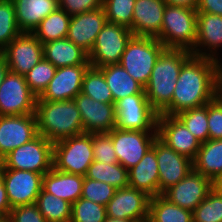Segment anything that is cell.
Returning a JSON list of instances; mask_svg holds the SVG:
<instances>
[{
  "instance_id": "obj_35",
  "label": "cell",
  "mask_w": 222,
  "mask_h": 222,
  "mask_svg": "<svg viewBox=\"0 0 222 222\" xmlns=\"http://www.w3.org/2000/svg\"><path fill=\"white\" fill-rule=\"evenodd\" d=\"M201 143L209 140L207 104L175 115Z\"/></svg>"
},
{
  "instance_id": "obj_4",
  "label": "cell",
  "mask_w": 222,
  "mask_h": 222,
  "mask_svg": "<svg viewBox=\"0 0 222 222\" xmlns=\"http://www.w3.org/2000/svg\"><path fill=\"white\" fill-rule=\"evenodd\" d=\"M197 10L166 4L163 22L156 37L166 49L192 51L196 42Z\"/></svg>"
},
{
  "instance_id": "obj_48",
  "label": "cell",
  "mask_w": 222,
  "mask_h": 222,
  "mask_svg": "<svg viewBox=\"0 0 222 222\" xmlns=\"http://www.w3.org/2000/svg\"><path fill=\"white\" fill-rule=\"evenodd\" d=\"M199 0H164L168 5L183 6L190 9H196Z\"/></svg>"
},
{
  "instance_id": "obj_51",
  "label": "cell",
  "mask_w": 222,
  "mask_h": 222,
  "mask_svg": "<svg viewBox=\"0 0 222 222\" xmlns=\"http://www.w3.org/2000/svg\"><path fill=\"white\" fill-rule=\"evenodd\" d=\"M215 98L222 104V80H219L217 83Z\"/></svg>"
},
{
  "instance_id": "obj_9",
  "label": "cell",
  "mask_w": 222,
  "mask_h": 222,
  "mask_svg": "<svg viewBox=\"0 0 222 222\" xmlns=\"http://www.w3.org/2000/svg\"><path fill=\"white\" fill-rule=\"evenodd\" d=\"M132 31L123 26L107 22L97 35V39L89 56L90 66L102 68L107 65L119 64Z\"/></svg>"
},
{
  "instance_id": "obj_19",
  "label": "cell",
  "mask_w": 222,
  "mask_h": 222,
  "mask_svg": "<svg viewBox=\"0 0 222 222\" xmlns=\"http://www.w3.org/2000/svg\"><path fill=\"white\" fill-rule=\"evenodd\" d=\"M158 137L175 152L194 160L201 142L175 116L159 114Z\"/></svg>"
},
{
  "instance_id": "obj_21",
  "label": "cell",
  "mask_w": 222,
  "mask_h": 222,
  "mask_svg": "<svg viewBox=\"0 0 222 222\" xmlns=\"http://www.w3.org/2000/svg\"><path fill=\"white\" fill-rule=\"evenodd\" d=\"M90 65H75L57 68L44 92L37 100H73L82 91L84 73Z\"/></svg>"
},
{
  "instance_id": "obj_14",
  "label": "cell",
  "mask_w": 222,
  "mask_h": 222,
  "mask_svg": "<svg viewBox=\"0 0 222 222\" xmlns=\"http://www.w3.org/2000/svg\"><path fill=\"white\" fill-rule=\"evenodd\" d=\"M11 208L35 204L42 189L43 175L27 170L1 169Z\"/></svg>"
},
{
  "instance_id": "obj_37",
  "label": "cell",
  "mask_w": 222,
  "mask_h": 222,
  "mask_svg": "<svg viewBox=\"0 0 222 222\" xmlns=\"http://www.w3.org/2000/svg\"><path fill=\"white\" fill-rule=\"evenodd\" d=\"M57 68L45 58H42L28 73L25 80L30 91L38 98L54 77Z\"/></svg>"
},
{
  "instance_id": "obj_12",
  "label": "cell",
  "mask_w": 222,
  "mask_h": 222,
  "mask_svg": "<svg viewBox=\"0 0 222 222\" xmlns=\"http://www.w3.org/2000/svg\"><path fill=\"white\" fill-rule=\"evenodd\" d=\"M115 153L124 168L129 170L135 166L152 148L158 132L137 130H120L113 128L109 133Z\"/></svg>"
},
{
  "instance_id": "obj_39",
  "label": "cell",
  "mask_w": 222,
  "mask_h": 222,
  "mask_svg": "<svg viewBox=\"0 0 222 222\" xmlns=\"http://www.w3.org/2000/svg\"><path fill=\"white\" fill-rule=\"evenodd\" d=\"M106 207L80 197L72 204L70 222H104Z\"/></svg>"
},
{
  "instance_id": "obj_29",
  "label": "cell",
  "mask_w": 222,
  "mask_h": 222,
  "mask_svg": "<svg viewBox=\"0 0 222 222\" xmlns=\"http://www.w3.org/2000/svg\"><path fill=\"white\" fill-rule=\"evenodd\" d=\"M193 169L211 181L222 174V139L201 143Z\"/></svg>"
},
{
  "instance_id": "obj_10",
  "label": "cell",
  "mask_w": 222,
  "mask_h": 222,
  "mask_svg": "<svg viewBox=\"0 0 222 222\" xmlns=\"http://www.w3.org/2000/svg\"><path fill=\"white\" fill-rule=\"evenodd\" d=\"M221 45L222 16L197 12L196 42L191 51L192 55L210 57L215 74L220 80H222V60L217 50Z\"/></svg>"
},
{
  "instance_id": "obj_6",
  "label": "cell",
  "mask_w": 222,
  "mask_h": 222,
  "mask_svg": "<svg viewBox=\"0 0 222 222\" xmlns=\"http://www.w3.org/2000/svg\"><path fill=\"white\" fill-rule=\"evenodd\" d=\"M94 161L92 134L84 133L53 143V168L85 177Z\"/></svg>"
},
{
  "instance_id": "obj_3",
  "label": "cell",
  "mask_w": 222,
  "mask_h": 222,
  "mask_svg": "<svg viewBox=\"0 0 222 222\" xmlns=\"http://www.w3.org/2000/svg\"><path fill=\"white\" fill-rule=\"evenodd\" d=\"M192 56L183 49H165L153 67L144 91L150 105L160 114L171 102L182 65Z\"/></svg>"
},
{
  "instance_id": "obj_28",
  "label": "cell",
  "mask_w": 222,
  "mask_h": 222,
  "mask_svg": "<svg viewBox=\"0 0 222 222\" xmlns=\"http://www.w3.org/2000/svg\"><path fill=\"white\" fill-rule=\"evenodd\" d=\"M113 95V104L129 95L145 93L144 87L133 79L120 64L99 68Z\"/></svg>"
},
{
  "instance_id": "obj_18",
  "label": "cell",
  "mask_w": 222,
  "mask_h": 222,
  "mask_svg": "<svg viewBox=\"0 0 222 222\" xmlns=\"http://www.w3.org/2000/svg\"><path fill=\"white\" fill-rule=\"evenodd\" d=\"M212 189V181L192 169L185 178L162 195L171 203L193 212Z\"/></svg>"
},
{
  "instance_id": "obj_7",
  "label": "cell",
  "mask_w": 222,
  "mask_h": 222,
  "mask_svg": "<svg viewBox=\"0 0 222 222\" xmlns=\"http://www.w3.org/2000/svg\"><path fill=\"white\" fill-rule=\"evenodd\" d=\"M115 128L158 132L159 113L150 105L145 93L129 95L115 102Z\"/></svg>"
},
{
  "instance_id": "obj_11",
  "label": "cell",
  "mask_w": 222,
  "mask_h": 222,
  "mask_svg": "<svg viewBox=\"0 0 222 222\" xmlns=\"http://www.w3.org/2000/svg\"><path fill=\"white\" fill-rule=\"evenodd\" d=\"M36 100L25 76L9 71L0 85V116L34 114Z\"/></svg>"
},
{
  "instance_id": "obj_50",
  "label": "cell",
  "mask_w": 222,
  "mask_h": 222,
  "mask_svg": "<svg viewBox=\"0 0 222 222\" xmlns=\"http://www.w3.org/2000/svg\"><path fill=\"white\" fill-rule=\"evenodd\" d=\"M213 190L222 196V174L212 181Z\"/></svg>"
},
{
  "instance_id": "obj_49",
  "label": "cell",
  "mask_w": 222,
  "mask_h": 222,
  "mask_svg": "<svg viewBox=\"0 0 222 222\" xmlns=\"http://www.w3.org/2000/svg\"><path fill=\"white\" fill-rule=\"evenodd\" d=\"M9 72L6 60L0 55V85L4 81L5 76Z\"/></svg>"
},
{
  "instance_id": "obj_41",
  "label": "cell",
  "mask_w": 222,
  "mask_h": 222,
  "mask_svg": "<svg viewBox=\"0 0 222 222\" xmlns=\"http://www.w3.org/2000/svg\"><path fill=\"white\" fill-rule=\"evenodd\" d=\"M116 190L105 182L84 177L81 197L106 206Z\"/></svg>"
},
{
  "instance_id": "obj_54",
  "label": "cell",
  "mask_w": 222,
  "mask_h": 222,
  "mask_svg": "<svg viewBox=\"0 0 222 222\" xmlns=\"http://www.w3.org/2000/svg\"><path fill=\"white\" fill-rule=\"evenodd\" d=\"M1 222H10L9 221V219H8V217H6L3 221H1Z\"/></svg>"
},
{
  "instance_id": "obj_24",
  "label": "cell",
  "mask_w": 222,
  "mask_h": 222,
  "mask_svg": "<svg viewBox=\"0 0 222 222\" xmlns=\"http://www.w3.org/2000/svg\"><path fill=\"white\" fill-rule=\"evenodd\" d=\"M128 184L150 197L159 195V172L156 151L153 147L128 170Z\"/></svg>"
},
{
  "instance_id": "obj_52",
  "label": "cell",
  "mask_w": 222,
  "mask_h": 222,
  "mask_svg": "<svg viewBox=\"0 0 222 222\" xmlns=\"http://www.w3.org/2000/svg\"><path fill=\"white\" fill-rule=\"evenodd\" d=\"M104 222H134L132 220H125V219H116V218H110V217H106Z\"/></svg>"
},
{
  "instance_id": "obj_36",
  "label": "cell",
  "mask_w": 222,
  "mask_h": 222,
  "mask_svg": "<svg viewBox=\"0 0 222 222\" xmlns=\"http://www.w3.org/2000/svg\"><path fill=\"white\" fill-rule=\"evenodd\" d=\"M20 33L12 0H0V52Z\"/></svg>"
},
{
  "instance_id": "obj_31",
  "label": "cell",
  "mask_w": 222,
  "mask_h": 222,
  "mask_svg": "<svg viewBox=\"0 0 222 222\" xmlns=\"http://www.w3.org/2000/svg\"><path fill=\"white\" fill-rule=\"evenodd\" d=\"M64 10L58 8L43 19L32 34L42 43L67 37L71 20Z\"/></svg>"
},
{
  "instance_id": "obj_38",
  "label": "cell",
  "mask_w": 222,
  "mask_h": 222,
  "mask_svg": "<svg viewBox=\"0 0 222 222\" xmlns=\"http://www.w3.org/2000/svg\"><path fill=\"white\" fill-rule=\"evenodd\" d=\"M136 0H103L102 7L107 22L132 27L133 10Z\"/></svg>"
},
{
  "instance_id": "obj_32",
  "label": "cell",
  "mask_w": 222,
  "mask_h": 222,
  "mask_svg": "<svg viewBox=\"0 0 222 222\" xmlns=\"http://www.w3.org/2000/svg\"><path fill=\"white\" fill-rule=\"evenodd\" d=\"M86 178L105 182L115 189L128 187V170L120 163L104 164L93 161L88 167Z\"/></svg>"
},
{
  "instance_id": "obj_45",
  "label": "cell",
  "mask_w": 222,
  "mask_h": 222,
  "mask_svg": "<svg viewBox=\"0 0 222 222\" xmlns=\"http://www.w3.org/2000/svg\"><path fill=\"white\" fill-rule=\"evenodd\" d=\"M103 0H59V8L73 16L102 7Z\"/></svg>"
},
{
  "instance_id": "obj_2",
  "label": "cell",
  "mask_w": 222,
  "mask_h": 222,
  "mask_svg": "<svg viewBox=\"0 0 222 222\" xmlns=\"http://www.w3.org/2000/svg\"><path fill=\"white\" fill-rule=\"evenodd\" d=\"M38 133L52 143L84 134L80 111L74 100H36Z\"/></svg>"
},
{
  "instance_id": "obj_47",
  "label": "cell",
  "mask_w": 222,
  "mask_h": 222,
  "mask_svg": "<svg viewBox=\"0 0 222 222\" xmlns=\"http://www.w3.org/2000/svg\"><path fill=\"white\" fill-rule=\"evenodd\" d=\"M11 206L9 204L6 188L4 182L2 180L1 175V165H0V212L5 216L8 217L11 211Z\"/></svg>"
},
{
  "instance_id": "obj_5",
  "label": "cell",
  "mask_w": 222,
  "mask_h": 222,
  "mask_svg": "<svg viewBox=\"0 0 222 222\" xmlns=\"http://www.w3.org/2000/svg\"><path fill=\"white\" fill-rule=\"evenodd\" d=\"M165 49L157 38L133 35L126 45L119 64L133 79L145 87L155 63Z\"/></svg>"
},
{
  "instance_id": "obj_43",
  "label": "cell",
  "mask_w": 222,
  "mask_h": 222,
  "mask_svg": "<svg viewBox=\"0 0 222 222\" xmlns=\"http://www.w3.org/2000/svg\"><path fill=\"white\" fill-rule=\"evenodd\" d=\"M209 140L222 139V104L214 98L207 104Z\"/></svg>"
},
{
  "instance_id": "obj_1",
  "label": "cell",
  "mask_w": 222,
  "mask_h": 222,
  "mask_svg": "<svg viewBox=\"0 0 222 222\" xmlns=\"http://www.w3.org/2000/svg\"><path fill=\"white\" fill-rule=\"evenodd\" d=\"M219 80L210 57L192 55L179 72L172 102L160 114L176 115L208 104L215 98Z\"/></svg>"
},
{
  "instance_id": "obj_53",
  "label": "cell",
  "mask_w": 222,
  "mask_h": 222,
  "mask_svg": "<svg viewBox=\"0 0 222 222\" xmlns=\"http://www.w3.org/2000/svg\"><path fill=\"white\" fill-rule=\"evenodd\" d=\"M6 217L0 212V222L3 221Z\"/></svg>"
},
{
  "instance_id": "obj_40",
  "label": "cell",
  "mask_w": 222,
  "mask_h": 222,
  "mask_svg": "<svg viewBox=\"0 0 222 222\" xmlns=\"http://www.w3.org/2000/svg\"><path fill=\"white\" fill-rule=\"evenodd\" d=\"M193 222H222V196L212 189L194 209Z\"/></svg>"
},
{
  "instance_id": "obj_23",
  "label": "cell",
  "mask_w": 222,
  "mask_h": 222,
  "mask_svg": "<svg viewBox=\"0 0 222 222\" xmlns=\"http://www.w3.org/2000/svg\"><path fill=\"white\" fill-rule=\"evenodd\" d=\"M165 7L164 0H136L130 28L133 35L156 38L162 27Z\"/></svg>"
},
{
  "instance_id": "obj_17",
  "label": "cell",
  "mask_w": 222,
  "mask_h": 222,
  "mask_svg": "<svg viewBox=\"0 0 222 222\" xmlns=\"http://www.w3.org/2000/svg\"><path fill=\"white\" fill-rule=\"evenodd\" d=\"M150 196L130 186L117 189L106 207L107 217L141 222L148 219Z\"/></svg>"
},
{
  "instance_id": "obj_46",
  "label": "cell",
  "mask_w": 222,
  "mask_h": 222,
  "mask_svg": "<svg viewBox=\"0 0 222 222\" xmlns=\"http://www.w3.org/2000/svg\"><path fill=\"white\" fill-rule=\"evenodd\" d=\"M196 10L222 16V0H199Z\"/></svg>"
},
{
  "instance_id": "obj_27",
  "label": "cell",
  "mask_w": 222,
  "mask_h": 222,
  "mask_svg": "<svg viewBox=\"0 0 222 222\" xmlns=\"http://www.w3.org/2000/svg\"><path fill=\"white\" fill-rule=\"evenodd\" d=\"M43 56L56 68L90 65L88 53L67 38L44 43Z\"/></svg>"
},
{
  "instance_id": "obj_33",
  "label": "cell",
  "mask_w": 222,
  "mask_h": 222,
  "mask_svg": "<svg viewBox=\"0 0 222 222\" xmlns=\"http://www.w3.org/2000/svg\"><path fill=\"white\" fill-rule=\"evenodd\" d=\"M47 222H70L72 204L41 189L36 203Z\"/></svg>"
},
{
  "instance_id": "obj_16",
  "label": "cell",
  "mask_w": 222,
  "mask_h": 222,
  "mask_svg": "<svg viewBox=\"0 0 222 222\" xmlns=\"http://www.w3.org/2000/svg\"><path fill=\"white\" fill-rule=\"evenodd\" d=\"M38 135L35 114L0 116V161Z\"/></svg>"
},
{
  "instance_id": "obj_26",
  "label": "cell",
  "mask_w": 222,
  "mask_h": 222,
  "mask_svg": "<svg viewBox=\"0 0 222 222\" xmlns=\"http://www.w3.org/2000/svg\"><path fill=\"white\" fill-rule=\"evenodd\" d=\"M84 177L52 168L42 178V189L73 204L82 195Z\"/></svg>"
},
{
  "instance_id": "obj_8",
  "label": "cell",
  "mask_w": 222,
  "mask_h": 222,
  "mask_svg": "<svg viewBox=\"0 0 222 222\" xmlns=\"http://www.w3.org/2000/svg\"><path fill=\"white\" fill-rule=\"evenodd\" d=\"M1 169L27 170L44 175L53 168V143L38 135L0 161Z\"/></svg>"
},
{
  "instance_id": "obj_30",
  "label": "cell",
  "mask_w": 222,
  "mask_h": 222,
  "mask_svg": "<svg viewBox=\"0 0 222 222\" xmlns=\"http://www.w3.org/2000/svg\"><path fill=\"white\" fill-rule=\"evenodd\" d=\"M149 222H193V212L171 203L162 194L150 198Z\"/></svg>"
},
{
  "instance_id": "obj_22",
  "label": "cell",
  "mask_w": 222,
  "mask_h": 222,
  "mask_svg": "<svg viewBox=\"0 0 222 222\" xmlns=\"http://www.w3.org/2000/svg\"><path fill=\"white\" fill-rule=\"evenodd\" d=\"M106 23L103 7L73 15L66 38L89 54Z\"/></svg>"
},
{
  "instance_id": "obj_34",
  "label": "cell",
  "mask_w": 222,
  "mask_h": 222,
  "mask_svg": "<svg viewBox=\"0 0 222 222\" xmlns=\"http://www.w3.org/2000/svg\"><path fill=\"white\" fill-rule=\"evenodd\" d=\"M81 93L93 98L95 101L113 103L112 92L102 71L93 66H89L84 73Z\"/></svg>"
},
{
  "instance_id": "obj_44",
  "label": "cell",
  "mask_w": 222,
  "mask_h": 222,
  "mask_svg": "<svg viewBox=\"0 0 222 222\" xmlns=\"http://www.w3.org/2000/svg\"><path fill=\"white\" fill-rule=\"evenodd\" d=\"M8 219L10 222H47L36 204L12 208Z\"/></svg>"
},
{
  "instance_id": "obj_15",
  "label": "cell",
  "mask_w": 222,
  "mask_h": 222,
  "mask_svg": "<svg viewBox=\"0 0 222 222\" xmlns=\"http://www.w3.org/2000/svg\"><path fill=\"white\" fill-rule=\"evenodd\" d=\"M156 151L159 172V195L185 178L193 169V160L175 152L159 137L152 146Z\"/></svg>"
},
{
  "instance_id": "obj_42",
  "label": "cell",
  "mask_w": 222,
  "mask_h": 222,
  "mask_svg": "<svg viewBox=\"0 0 222 222\" xmlns=\"http://www.w3.org/2000/svg\"><path fill=\"white\" fill-rule=\"evenodd\" d=\"M94 161L104 164L118 163L114 145L108 133L92 134Z\"/></svg>"
},
{
  "instance_id": "obj_25",
  "label": "cell",
  "mask_w": 222,
  "mask_h": 222,
  "mask_svg": "<svg viewBox=\"0 0 222 222\" xmlns=\"http://www.w3.org/2000/svg\"><path fill=\"white\" fill-rule=\"evenodd\" d=\"M21 32L32 33L39 23L59 8L58 0H12Z\"/></svg>"
},
{
  "instance_id": "obj_20",
  "label": "cell",
  "mask_w": 222,
  "mask_h": 222,
  "mask_svg": "<svg viewBox=\"0 0 222 222\" xmlns=\"http://www.w3.org/2000/svg\"><path fill=\"white\" fill-rule=\"evenodd\" d=\"M73 100L80 111L84 133H109L115 128V104L95 101L83 93Z\"/></svg>"
},
{
  "instance_id": "obj_13",
  "label": "cell",
  "mask_w": 222,
  "mask_h": 222,
  "mask_svg": "<svg viewBox=\"0 0 222 222\" xmlns=\"http://www.w3.org/2000/svg\"><path fill=\"white\" fill-rule=\"evenodd\" d=\"M9 71L19 75L28 73L43 56V44L28 32L20 33L1 52Z\"/></svg>"
}]
</instances>
